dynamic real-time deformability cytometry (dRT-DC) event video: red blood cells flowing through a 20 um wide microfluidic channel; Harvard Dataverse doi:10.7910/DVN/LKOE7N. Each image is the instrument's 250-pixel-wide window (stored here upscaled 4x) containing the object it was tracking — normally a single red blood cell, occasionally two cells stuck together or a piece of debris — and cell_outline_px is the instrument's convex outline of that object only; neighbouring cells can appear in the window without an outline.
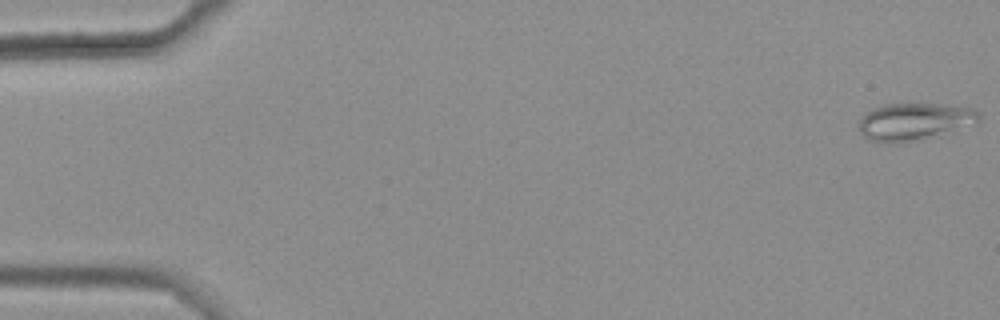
{"species": "common noctule bat (a hibernating species)", "species_latin": "Nyctalus noctula", "temperature_condition": "warm", "stored_images_in_passage": 50, "camera_frame_rate_fps": 3000, "um_per_image_px": 0.085, "animal": {"sex": "female", "body_mass_g": 25.1}, "frame": {"image": 1, "passage_image": 1, "time_ms": 0.0, "image_size_px": [1000, 320], "cell_outline_px": [[980, 120], [976, 124], [940, 136], [892, 144], [888, 144], [868, 140], [860, 132], [860, 120], [864, 112], [872, 108], [884, 104], [944, 104], [972, 108], [980, 112]], "centroid_in_image_um": [77.75, 10.35], "position_along_channel_um": 7.3, "area_um2": 26.65}}
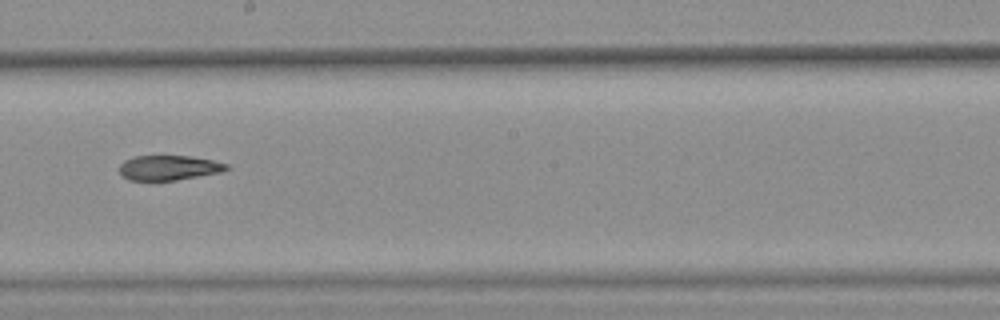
{"frame": {"image": 2, "passage_image": 32, "time_ms": 10.333, "image_size_px": [1000, 320], "cell_outline_px": [[228, 168], [220, 172], [176, 180], [128, 180], [120, 176], [120, 164], [124, 160], [132, 156], [192, 156], [212, 160], [228, 164]], "centroid_in_image_um": [14.3, 14.25], "position_along_channel_um": 233.9, "area_um2": 15.49}}
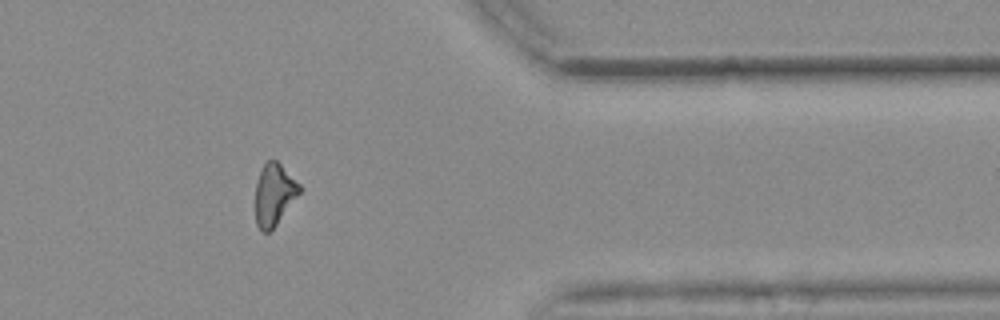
{"frame": {"image": 3, "passage_image": 46, "time_ms": 15.0, "image_size_px": [1000, 320], "cell_outline_px": [[300, 192], [276, 224], [268, 232], [264, 232], [256, 224], [256, 180], [260, 168], [268, 160], [276, 160], [300, 184]], "centroid_in_image_um": [23.28, 16.49], "position_along_channel_um": 388.1, "area_um2": 15.55}, "authors_computed_cell_mechanics": {"area_um2": 17.2533, "velocity_mm_per_s": 3.657, "shape_relaxation_time_tau1_ms": null, "shape_relaxation_time_tau2_ms": 10.6812, "deformation_change_tau1": null, "deformation_change_tau2": 0.1914}}